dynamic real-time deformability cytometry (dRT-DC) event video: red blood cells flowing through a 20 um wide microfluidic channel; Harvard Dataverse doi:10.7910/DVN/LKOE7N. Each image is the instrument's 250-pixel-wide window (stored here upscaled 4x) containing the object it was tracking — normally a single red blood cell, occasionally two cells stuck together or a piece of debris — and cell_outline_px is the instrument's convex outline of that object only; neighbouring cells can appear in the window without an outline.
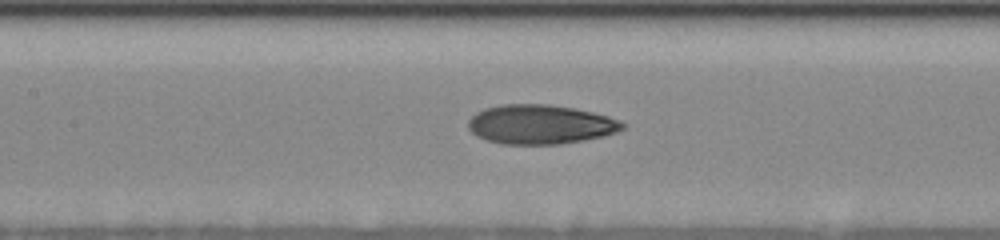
{"species": "human", "species_latin": "Homo sapiens", "temperature_condition": "cold", "stored_images_in_passage": 23, "camera_frame_rate_fps": 3000, "um_per_image_px": 0.085, "donor": {"sex": "female"}, "frame": {"image": 1, "passage_image": 23, "time_ms": 11.333, "image_size_px": [1000, 240], "cell_outline_px": [[628, 124], [624, 128], [616, 132], [604, 136], [584, 140], [560, 144], [500, 144], [476, 136], [468, 128], [468, 120], [476, 112], [484, 108], [504, 104], [548, 104], [572, 108], [592, 112], [608, 116], [620, 120]], "centroid_in_image_um": [45.93, 10.57], "position_along_channel_um": 161.5, "area_um2": 35.49}}